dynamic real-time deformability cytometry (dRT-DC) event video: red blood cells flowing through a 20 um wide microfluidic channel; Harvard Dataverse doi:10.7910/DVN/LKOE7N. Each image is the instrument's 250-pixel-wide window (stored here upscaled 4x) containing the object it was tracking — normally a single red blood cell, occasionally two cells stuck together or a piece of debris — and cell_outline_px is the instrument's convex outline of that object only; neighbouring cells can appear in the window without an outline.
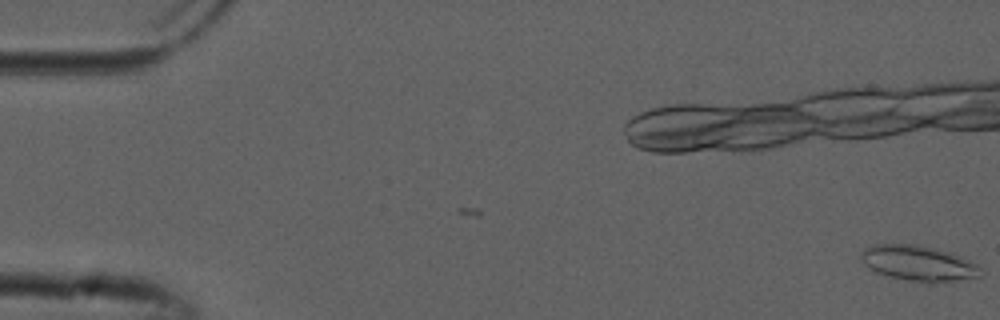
{"species": "common noctule bat (a hibernating species)", "species_latin": "Nyctalus noctula", "temperature_condition": "cold", "stored_images_in_passage": 2, "camera_frame_rate_fps": 3000, "um_per_image_px": 0.085, "animal": {"sex": "male", "forearm_length_mm": 52.5}, "frame": {"image": 1, "passage_image": 2, "time_ms": 0.333, "image_size_px": [1000, 320], "cell_outline_px": [[984, 272], [980, 276], [932, 284], [928, 284], [888, 276], [876, 272], [868, 268], [864, 264], [860, 256], [860, 252], [864, 248], [872, 244], [916, 244], [936, 248], [952, 252], [976, 264]], "centroid_in_image_um": [78.05, 22.37], "position_along_channel_um": 6.9, "area_um2": 25.03}}